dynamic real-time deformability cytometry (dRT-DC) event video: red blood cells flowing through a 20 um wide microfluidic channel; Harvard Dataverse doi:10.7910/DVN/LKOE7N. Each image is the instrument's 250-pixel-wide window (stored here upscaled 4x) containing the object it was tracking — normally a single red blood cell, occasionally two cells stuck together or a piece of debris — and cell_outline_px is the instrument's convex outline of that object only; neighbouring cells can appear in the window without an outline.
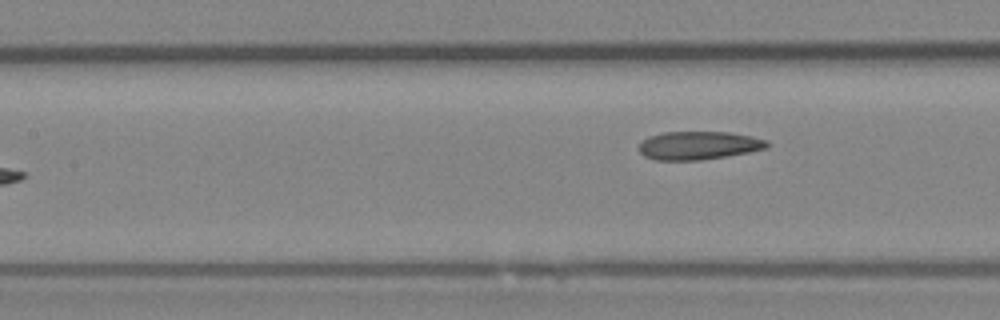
{"species": "Egyptian fruit bat (a non-hibernating species)", "species_latin": "Rousettus aegyptiacus", "temperature_condition": "room temperature", "stored_images_in_passage": 8, "camera_frame_rate_fps": 3000, "um_per_image_px": 0.085, "animal": {"sex": "female"}, "frame": {"image": 1, "passage_image": 8, "time_ms": 2.333, "image_size_px": [1000, 320], "cell_outline_px": [[768, 148], [748, 152], [700, 160], [656, 160], [644, 156], [640, 152], [640, 144], [648, 136], [664, 132], [728, 132], [752, 136], [768, 140]], "centroid_in_image_um": [59.39, 12.36], "position_along_channel_um": 148.0, "area_um2": 20.98}}